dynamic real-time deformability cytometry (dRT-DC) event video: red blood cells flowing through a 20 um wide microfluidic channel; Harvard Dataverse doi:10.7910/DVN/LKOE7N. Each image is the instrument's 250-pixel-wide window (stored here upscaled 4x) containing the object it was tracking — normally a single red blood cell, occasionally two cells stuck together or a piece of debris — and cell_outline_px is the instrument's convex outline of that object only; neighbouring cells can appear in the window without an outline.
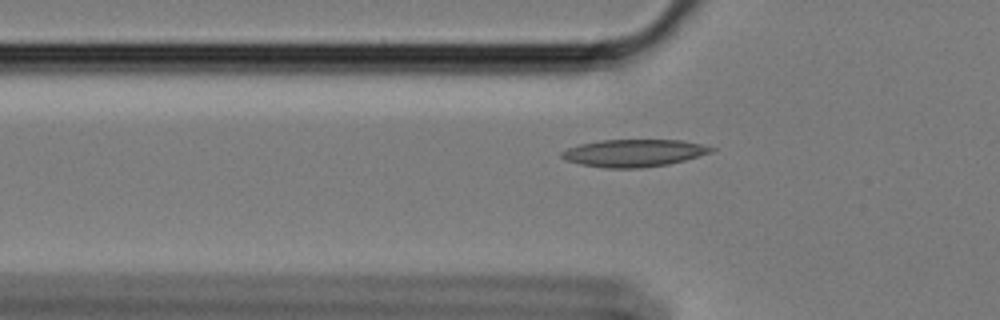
{"species": "Egyptian fruit bat (a non-hibernating species)", "species_latin": "Rousettus aegyptiacus", "temperature_condition": "cold", "stored_images_in_passage": 42, "camera_frame_rate_fps": 3000, "um_per_image_px": 0.085, "animal": {"sex": "female"}, "frame": {"image": 1, "passage_image": 2, "time_ms": 0.333, "image_size_px": [1000, 320], "cell_outline_px": [[716, 148], [712, 152], [684, 160], [668, 164], [640, 168], [604, 168], [580, 164], [564, 160], [560, 156], [560, 152], [568, 148], [580, 144], [600, 140], [680, 140], [700, 144]], "centroid_in_image_um": [53.83, 13.01], "position_along_channel_um": 72.0, "area_um2": 23.81}}
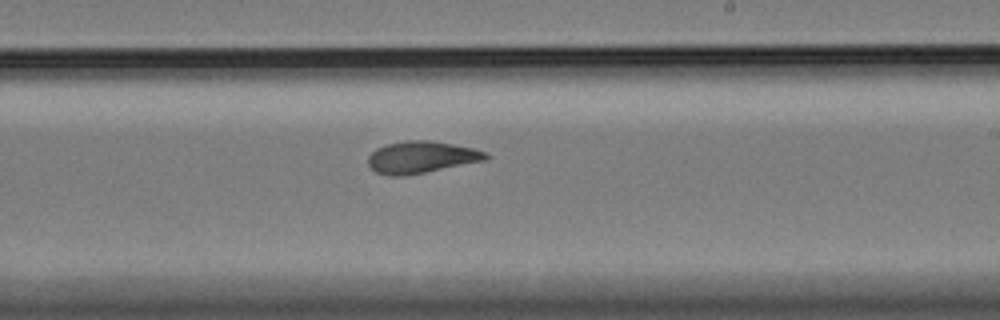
{"frame": {"image": 2, "passage_image": 18, "time_ms": 5.667, "image_size_px": [1000, 320], "cell_outline_px": [[492, 156], [488, 160], [404, 176], [388, 176], [376, 172], [368, 164], [368, 156], [376, 148], [388, 144], [404, 140], [428, 140], [452, 144], [472, 148], [488, 152]], "centroid_in_image_um": [35.84, 13.36], "position_along_channel_um": 253.2, "area_um2": 22.02}}
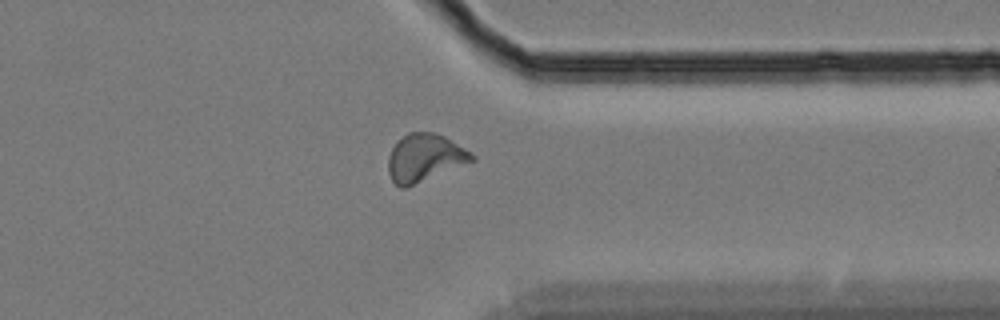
{"frame": {"image": 3, "passage_image": 29, "time_ms": 9.333, "image_size_px": [1000, 320], "cell_outline_px": [[476, 160], [404, 188], [400, 188], [392, 180], [388, 172], [388, 156], [392, 148], [408, 132], [432, 132], [444, 136], [472, 152], [476, 156]], "centroid_in_image_um": [36.11, 13.41], "position_along_channel_um": 375.3, "area_um2": 23.0}, "authors_computed_cell_mechanics": {"area_um2": 21.7328, "velocity_mm_per_s": 3.3883, "shape_relaxation_time_tau1_ms": null, "shape_relaxation_time_tau2_ms": 2.5477, "deformation_change_tau1": null, "deformation_change_tau2": 0.0801}}